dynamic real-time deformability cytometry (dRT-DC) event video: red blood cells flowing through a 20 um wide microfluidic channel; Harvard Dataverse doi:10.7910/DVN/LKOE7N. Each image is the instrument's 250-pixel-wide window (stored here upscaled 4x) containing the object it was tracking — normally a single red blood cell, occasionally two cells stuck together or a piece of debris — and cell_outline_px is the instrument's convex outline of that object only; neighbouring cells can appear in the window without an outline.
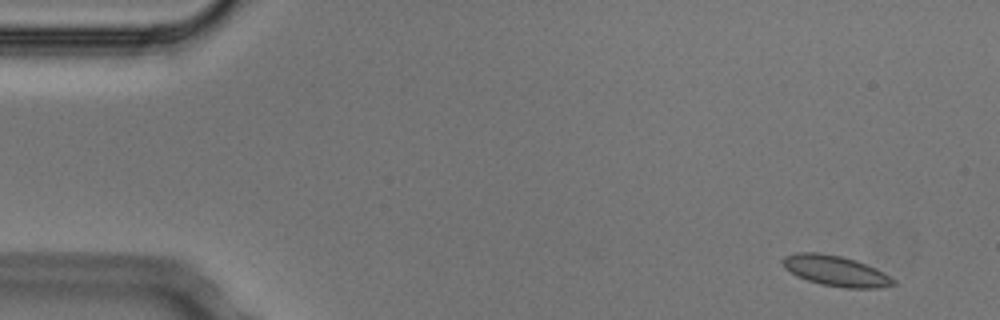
{"species": "Egyptian fruit bat (a non-hibernating species)", "species_latin": "Rousettus aegyptiacus", "temperature_condition": "cold", "stored_images_in_passage": 4, "camera_frame_rate_fps": 3000, "um_per_image_px": 0.085, "animal": {"sex": "male"}, "frame": {"image": 1, "passage_image": 1, "time_ms": 0.0, "image_size_px": [1000, 320], "cell_outline_px": [[896, 284], [880, 288], [844, 288], [820, 284], [796, 276], [784, 268], [780, 260], [784, 256], [796, 252], [816, 252], [840, 256], [856, 260], [876, 268], [896, 280]], "centroid_in_image_um": [71.01, 23.02], "position_along_channel_um": 14.0, "area_um2": 19.83}}
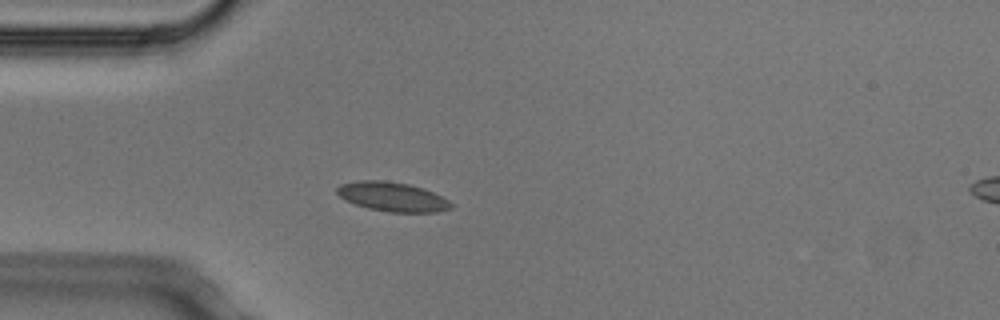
{"frame": {"image": 2, "passage_image": 4, "time_ms": 1.0, "image_size_px": [1000, 320], "cell_outline_px": [[452, 208], [440, 212], [388, 212], [368, 208], [344, 200], [336, 192], [336, 188], [340, 184], [356, 180], [380, 180], [408, 184], [424, 188], [448, 200], [452, 204]], "centroid_in_image_um": [33.33, 16.72], "position_along_channel_um": 51.7, "area_um2": 19.48}}